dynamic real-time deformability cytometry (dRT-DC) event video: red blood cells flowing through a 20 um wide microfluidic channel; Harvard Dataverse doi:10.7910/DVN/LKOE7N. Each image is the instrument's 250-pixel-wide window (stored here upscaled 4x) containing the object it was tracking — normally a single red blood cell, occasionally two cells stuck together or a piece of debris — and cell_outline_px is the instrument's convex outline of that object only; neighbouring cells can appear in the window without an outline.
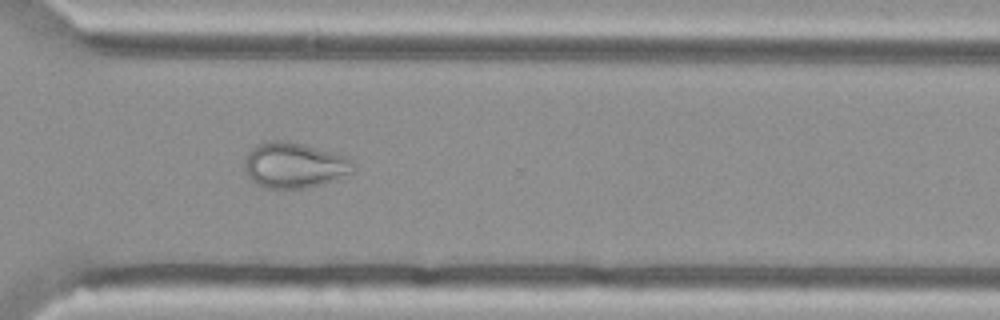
{"species": "Egyptian fruit bat (a non-hibernating species)", "species_latin": "Rousettus aegyptiacus", "temperature_condition": "cold", "stored_images_in_passage": 55, "camera_frame_rate_fps": 3000, "um_per_image_px": 0.085, "animal": {"sex": "female"}, "frame": {"image": 1, "passage_image": 40, "time_ms": 13.0, "image_size_px": [1000, 320], "cell_outline_px": [[352, 172], [336, 180], [304, 188], [264, 188], [248, 180], [244, 168], [244, 160], [248, 152], [256, 144], [264, 140], [284, 140], [348, 156], [352, 160]], "centroid_in_image_um": [24.95, 14.04], "position_along_channel_um": 345.7, "area_um2": 29.02}}